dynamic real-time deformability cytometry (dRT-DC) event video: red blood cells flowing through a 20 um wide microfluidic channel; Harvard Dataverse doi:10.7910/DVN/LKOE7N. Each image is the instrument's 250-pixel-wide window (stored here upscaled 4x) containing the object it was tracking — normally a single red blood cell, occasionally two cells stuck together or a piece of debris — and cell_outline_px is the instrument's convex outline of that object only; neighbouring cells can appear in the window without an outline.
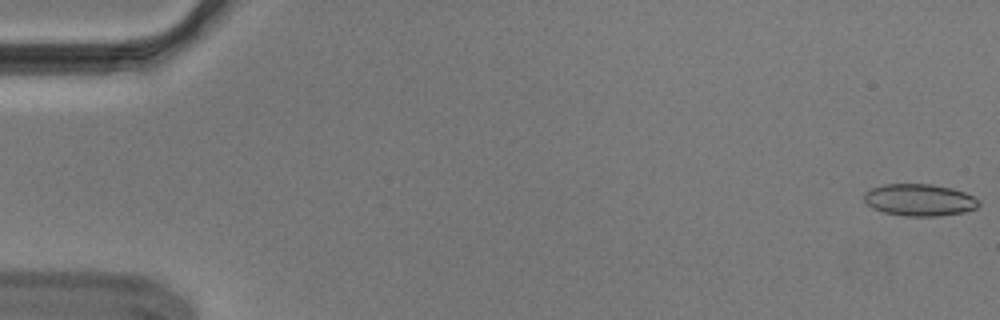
{"species": "Egyptian fruit bat (a non-hibernating species)", "species_latin": "Rousettus aegyptiacus", "temperature_condition": "cold", "stored_images_in_passage": 17, "camera_frame_rate_fps": 3000, "um_per_image_px": 0.085, "animal": {"sex": "male"}, "frame": {"image": 1, "passage_image": 1, "time_ms": 0.0, "image_size_px": [1000, 320], "cell_outline_px": [[980, 204], [976, 208], [964, 212], [940, 216], [904, 216], [884, 212], [872, 208], [864, 200], [864, 192], [872, 188], [884, 184], [932, 184], [952, 188], [964, 192], [980, 200]], "centroid_in_image_um": [78.16, 17.0], "position_along_channel_um": 6.8, "area_um2": 21.44}}
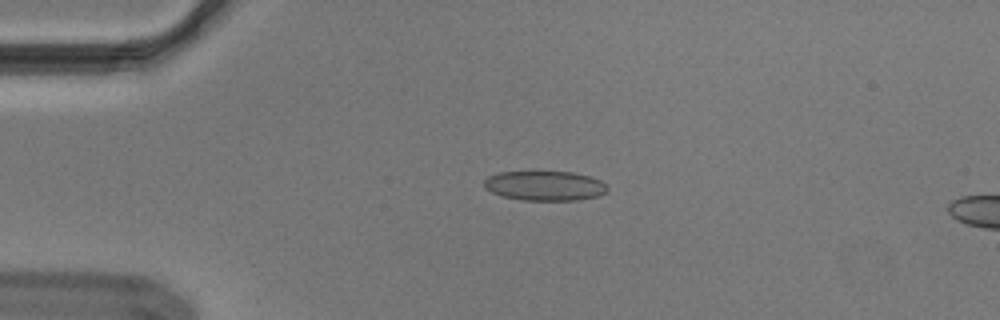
{"frame": {"image": 2, "passage_image": 13, "time_ms": 4.0, "image_size_px": [1000, 320], "cell_outline_px": [[608, 188], [600, 196], [576, 200], [520, 200], [504, 196], [492, 192], [484, 188], [484, 180], [488, 176], [500, 172], [536, 168], [572, 172], [588, 176], [600, 180]], "centroid_in_image_um": [46.25, 15.73], "position_along_channel_um": 38.7, "area_um2": 22.2}}